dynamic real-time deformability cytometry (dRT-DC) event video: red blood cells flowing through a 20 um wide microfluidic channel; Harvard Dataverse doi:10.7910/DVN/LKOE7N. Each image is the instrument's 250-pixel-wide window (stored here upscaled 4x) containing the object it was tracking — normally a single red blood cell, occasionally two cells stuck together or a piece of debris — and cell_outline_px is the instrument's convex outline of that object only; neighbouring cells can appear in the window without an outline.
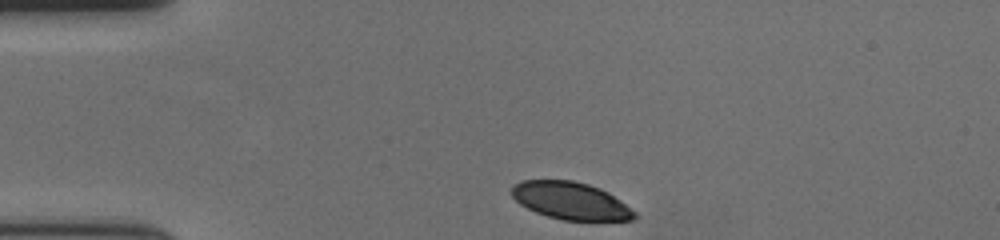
{"species": "human", "species_latin": "Homo sapiens", "temperature_condition": "cold", "stored_images_in_passage": 37, "camera_frame_rate_fps": 3000, "um_per_image_px": 0.085, "donor": {"sex": "female"}, "frame": {"image": 1, "passage_image": 1, "time_ms": 0.0, "image_size_px": [1000, 240], "cell_outline_px": [[636, 220], [564, 220], [548, 216], [536, 212], [520, 204], [512, 196], [512, 188], [516, 184], [524, 180], [572, 180], [588, 184], [600, 188], [608, 192], [620, 200], [636, 212]], "centroid_in_image_um": [48.54, 17.06], "position_along_channel_um": 36.5, "area_um2": 26.53}}
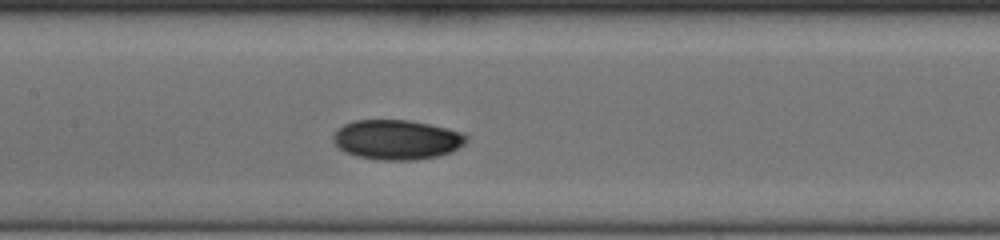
{"frame": {"image": 2, "passage_image": 16, "time_ms": 5.0, "image_size_px": [1000, 240], "cell_outline_px": [[468, 140], [464, 144], [452, 152], [440, 156], [416, 160], [380, 160], [356, 156], [344, 152], [332, 140], [332, 136], [344, 124], [352, 120], [408, 120], [428, 124], [460, 132], [468, 136]], "centroid_in_image_um": [33.73, 11.88], "position_along_channel_um": 173.7, "area_um2": 30.87}}
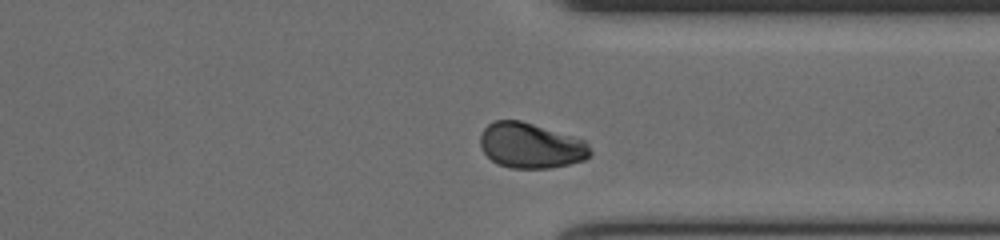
{"frame": {"image": 3, "passage_image": 32, "time_ms": 10.333, "image_size_px": [1000, 240], "cell_outline_px": [[592, 152], [584, 160], [552, 168], [512, 168], [496, 164], [480, 148], [480, 136], [484, 128], [488, 124], [496, 120], [520, 120], [572, 136], [584, 140], [588, 144]], "centroid_in_image_um": [45.09, 12.38], "position_along_channel_um": 366.3, "area_um2": 28.96}, "authors_computed_cell_mechanics": {"area_um2": 30.4028, "velocity_mm_per_s": 3.6151, "shape_relaxation_time_tau1_ms": 3.597, "shape_relaxation_time_tau2_ms": 1.6613, "deformation_change_tau1": 0.111, "deformation_change_tau2": 0.0288}}